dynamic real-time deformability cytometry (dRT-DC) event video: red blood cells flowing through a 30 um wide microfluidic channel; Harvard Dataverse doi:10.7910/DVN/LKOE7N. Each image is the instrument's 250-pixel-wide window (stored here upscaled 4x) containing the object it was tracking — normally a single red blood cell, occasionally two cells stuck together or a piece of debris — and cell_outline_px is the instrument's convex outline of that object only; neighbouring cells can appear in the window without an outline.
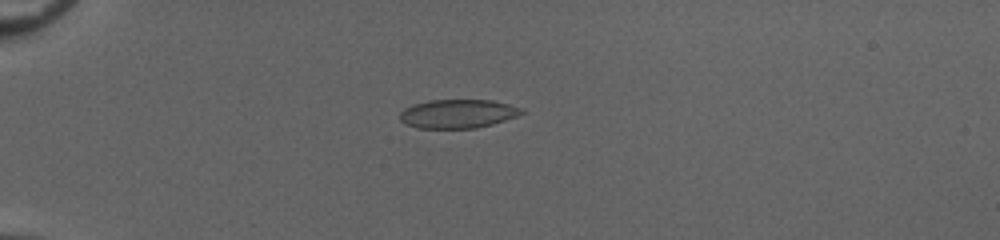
{"species": "common noctule bat (a hibernating species)", "species_latin": "Nyctalus noctula", "temperature_condition": "cold", "stored_images_in_passage": 54, "camera_frame_rate_fps": 3000, "um_per_image_px": 0.085, "animal": {"sex": "female", "body_mass_g": 20.0, "forearm_length_mm": 54.0}, "frame": {"image": 1, "passage_image": 17, "time_ms": 5.333, "image_size_px": [1000, 240], "cell_outline_px": [[524, 112], [516, 116], [492, 124], [476, 128], [416, 128], [404, 124], [400, 120], [400, 112], [404, 108], [412, 104], [428, 100], [492, 100], [508, 104], [520, 108]], "centroid_in_image_um": [38.85, 9.67], "position_along_channel_um": 46.2, "area_um2": 20.4}}
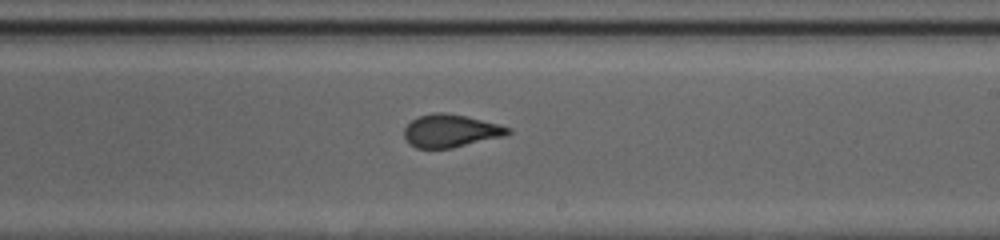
{"frame": {"image": 2, "passage_image": 35, "time_ms": 11.333, "image_size_px": [1000, 240], "cell_outline_px": [[512, 132], [504, 136], [452, 148], [416, 148], [408, 144], [404, 136], [404, 128], [412, 120], [420, 116], [436, 112], [444, 112], [468, 116], [500, 124], [512, 128]], "centroid_in_image_um": [38.32, 11.12], "position_along_channel_um": 250.7, "area_um2": 20.0}}
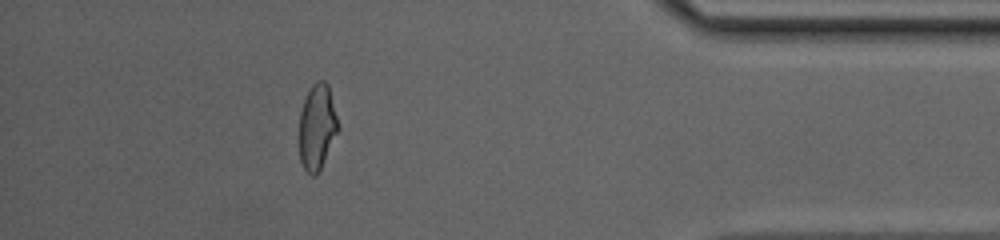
{"frame": {"image": 3, "passage_image": 49, "time_ms": 16.0, "image_size_px": [1000, 240], "cell_outline_px": [[340, 128], [316, 176], [312, 176], [304, 168], [300, 160], [300, 112], [304, 100], [312, 84], [316, 80], [324, 80], [328, 84], [340, 124]], "centroid_in_image_um": [26.98, 10.75], "position_along_channel_um": 408.2, "area_um2": 19.36}, "authors_computed_cell_mechanics": {"area_um2": 20.519, "velocity_mm_per_s": 4.084, "shape_relaxation_time_tau1_ms": null, "shape_relaxation_time_tau2_ms": 0.8136, "deformation_change_tau1": null, "deformation_change_tau2": 0.0562}}